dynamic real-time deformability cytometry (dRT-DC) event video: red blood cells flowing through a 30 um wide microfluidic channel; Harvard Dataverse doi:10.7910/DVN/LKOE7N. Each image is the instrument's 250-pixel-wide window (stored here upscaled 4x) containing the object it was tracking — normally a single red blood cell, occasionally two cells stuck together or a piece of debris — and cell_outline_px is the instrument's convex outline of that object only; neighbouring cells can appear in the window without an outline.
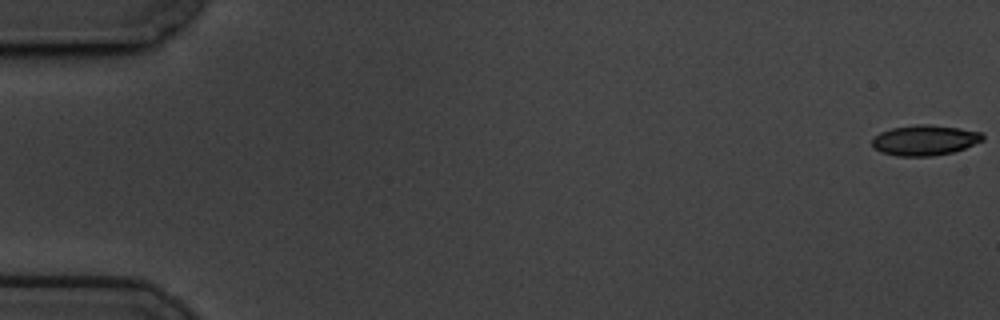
{"species": "common noctule bat (a hibernating species)", "species_latin": "Nyctalus noctula", "temperature_condition": "cold", "stored_images_in_passage": 59, "camera_frame_rate_fps": 3000, "um_per_image_px": 0.085, "animal": {"sex": "male", "body_mass_g": 19.5, "forearm_length_mm": 54.6}, "frame": {"image": 1, "passage_image": 1, "time_ms": 0.0, "image_size_px": [1000, 320], "cell_outline_px": [[984, 140], [964, 148], [952, 152], [932, 156], [896, 156], [880, 152], [872, 148], [872, 136], [880, 132], [892, 128], [916, 124], [928, 124], [960, 128], [980, 132], [984, 136]], "centroid_in_image_um": [78.55, 11.91], "position_along_channel_um": 6.4, "area_um2": 19.71}}
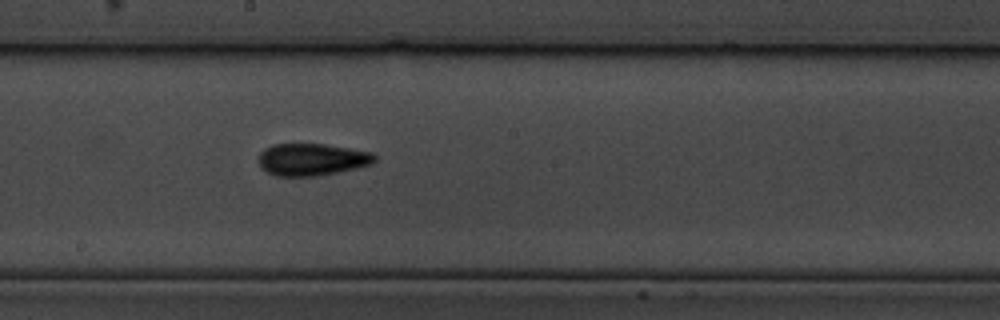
{"frame": {"image": 2, "passage_image": 33, "time_ms": 10.667, "image_size_px": [1000, 320], "cell_outline_px": [[376, 160], [372, 164], [356, 168], [316, 176], [276, 176], [260, 168], [260, 152], [264, 148], [272, 144], [324, 144], [372, 152], [376, 156]], "centroid_in_image_um": [26.5, 13.55], "position_along_channel_um": 221.7, "area_um2": 21.68}}
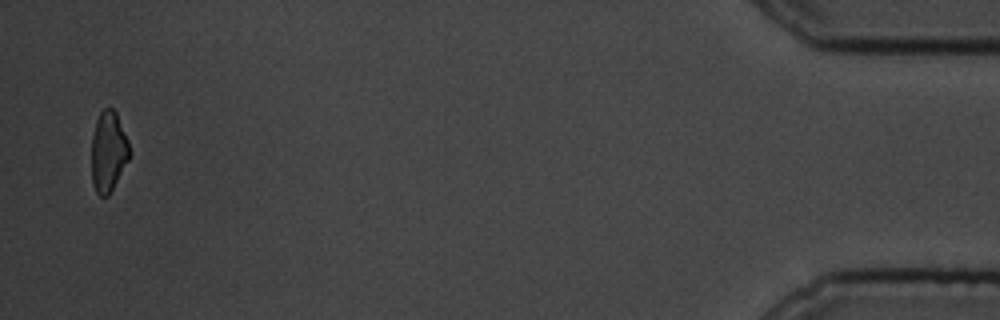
{"frame": {"image": 3, "passage_image": 58, "time_ms": 19.0, "image_size_px": [1000, 320], "cell_outline_px": [[128, 160], [108, 196], [100, 196], [96, 192], [92, 180], [92, 136], [96, 120], [100, 112], [104, 108], [112, 108], [116, 112], [128, 140]], "centroid_in_image_um": [9.19, 12.86], "position_along_channel_um": 426.0, "area_um2": 17.46}, "authors_computed_cell_mechanics": {"area_um2": 20.519, "velocity_mm_per_s": 3.4501, "shape_relaxation_time_tau1_ms": 4.8077, "shape_relaxation_time_tau2_ms": 2.7122, "deformation_change_tau1": 0.1132, "deformation_change_tau2": 0.0846}}